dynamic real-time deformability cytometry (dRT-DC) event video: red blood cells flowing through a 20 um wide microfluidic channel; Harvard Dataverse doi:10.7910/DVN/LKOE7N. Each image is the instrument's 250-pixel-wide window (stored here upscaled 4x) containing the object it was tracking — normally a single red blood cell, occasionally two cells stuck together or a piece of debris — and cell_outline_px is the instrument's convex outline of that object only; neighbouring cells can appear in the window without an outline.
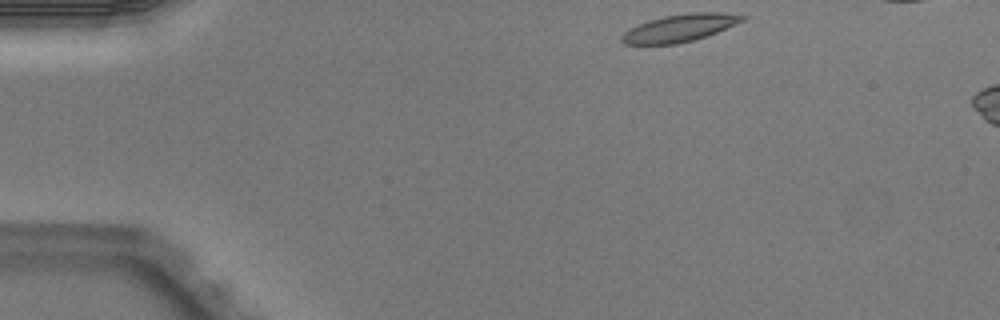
{"species": "Egyptian fruit bat (a non-hibernating species)", "species_latin": "Rousettus aegyptiacus", "temperature_condition": "warm", "stored_images_in_passage": 3, "camera_frame_rate_fps": 3000, "um_per_image_px": 0.085, "animal": {"sex": "male"}, "frame": {"image": 1, "passage_image": 1, "time_ms": 0.0, "image_size_px": [1000, 320], "cell_outline_px": [[748, 16], [744, 20], [736, 24], [716, 32], [692, 40], [676, 44], [624, 44], [620, 40], [620, 36], [624, 32], [648, 20], [664, 16], [692, 12], [720, 12]], "centroid_in_image_um": [57.77, 2.37], "position_along_channel_um": 27.2, "area_um2": 19.02}}